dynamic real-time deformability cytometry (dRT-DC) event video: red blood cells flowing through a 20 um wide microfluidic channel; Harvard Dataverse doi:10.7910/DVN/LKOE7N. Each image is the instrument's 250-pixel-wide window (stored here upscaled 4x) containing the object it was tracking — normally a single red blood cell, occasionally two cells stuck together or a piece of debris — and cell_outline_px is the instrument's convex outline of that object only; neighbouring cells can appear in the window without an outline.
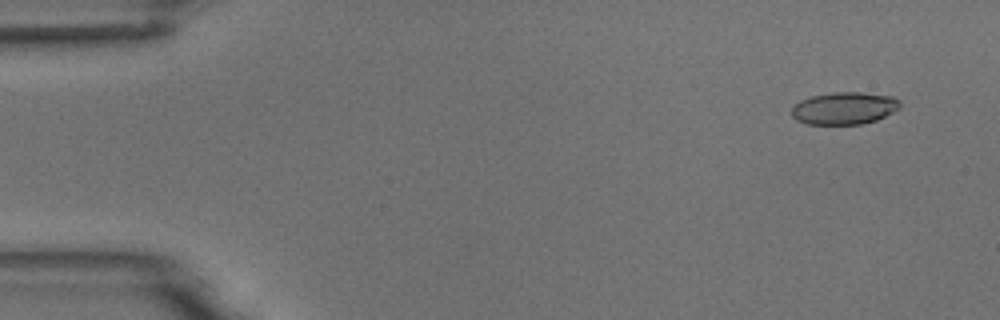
{"species": "common noctule bat (a hibernating species)", "species_latin": "Nyctalus noctula", "temperature_condition": "room temperature", "stored_images_in_passage": 6, "camera_frame_rate_fps": 3000, "um_per_image_px": 0.085, "animal": {"sex": "male", "body_mass_g": 18.8}, "frame": {"image": 1, "passage_image": 2, "time_ms": 1.0, "image_size_px": [1000, 320], "cell_outline_px": [[900, 108], [876, 120], [860, 124], [808, 124], [796, 120], [792, 116], [792, 108], [800, 100], [812, 96], [832, 92], [860, 92], [892, 96], [900, 100]], "centroid_in_image_um": [71.76, 9.19], "position_along_channel_um": 13.2, "area_um2": 20.35}}
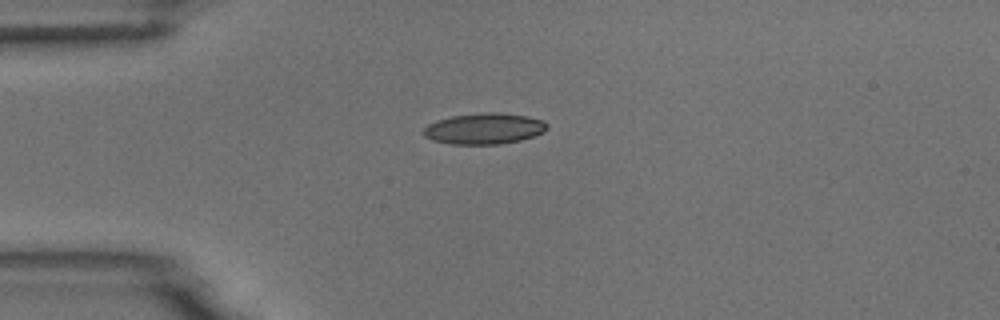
{"frame": {"image": 2, "passage_image": 4, "time_ms": 4.333, "image_size_px": [1000, 320], "cell_outline_px": [[548, 128], [544, 132], [520, 140], [500, 144], [452, 144], [432, 140], [424, 136], [424, 128], [428, 124], [436, 120], [452, 116], [484, 112], [492, 112], [528, 116], [544, 120], [548, 124]], "centroid_in_image_um": [41.17, 10.93], "position_along_channel_um": 43.8, "area_um2": 22.31}}